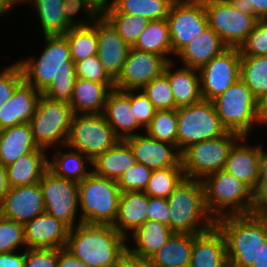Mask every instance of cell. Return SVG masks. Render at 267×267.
<instances>
[{"instance_id":"1","label":"cell","mask_w":267,"mask_h":267,"mask_svg":"<svg viewBox=\"0 0 267 267\" xmlns=\"http://www.w3.org/2000/svg\"><path fill=\"white\" fill-rule=\"evenodd\" d=\"M43 53L35 58L18 61L24 81L53 101L70 103L76 80L75 63L64 35L44 36Z\"/></svg>"},{"instance_id":"2","label":"cell","mask_w":267,"mask_h":267,"mask_svg":"<svg viewBox=\"0 0 267 267\" xmlns=\"http://www.w3.org/2000/svg\"><path fill=\"white\" fill-rule=\"evenodd\" d=\"M126 239L109 224L77 223L65 248L89 267H113L127 251Z\"/></svg>"},{"instance_id":"3","label":"cell","mask_w":267,"mask_h":267,"mask_svg":"<svg viewBox=\"0 0 267 267\" xmlns=\"http://www.w3.org/2000/svg\"><path fill=\"white\" fill-rule=\"evenodd\" d=\"M227 245L229 267H249L267 240V212L229 215L216 220Z\"/></svg>"},{"instance_id":"4","label":"cell","mask_w":267,"mask_h":267,"mask_svg":"<svg viewBox=\"0 0 267 267\" xmlns=\"http://www.w3.org/2000/svg\"><path fill=\"white\" fill-rule=\"evenodd\" d=\"M204 178L205 204L215 221L224 216L257 212V194L232 174L222 169Z\"/></svg>"},{"instance_id":"5","label":"cell","mask_w":267,"mask_h":267,"mask_svg":"<svg viewBox=\"0 0 267 267\" xmlns=\"http://www.w3.org/2000/svg\"><path fill=\"white\" fill-rule=\"evenodd\" d=\"M167 202L170 210L169 228L174 233H201L216 223L205 204L202 180L184 178ZM199 221H202V225H199Z\"/></svg>"},{"instance_id":"6","label":"cell","mask_w":267,"mask_h":267,"mask_svg":"<svg viewBox=\"0 0 267 267\" xmlns=\"http://www.w3.org/2000/svg\"><path fill=\"white\" fill-rule=\"evenodd\" d=\"M79 223L113 225L117 215L121 190L116 180L101 177L93 171L80 183Z\"/></svg>"},{"instance_id":"7","label":"cell","mask_w":267,"mask_h":267,"mask_svg":"<svg viewBox=\"0 0 267 267\" xmlns=\"http://www.w3.org/2000/svg\"><path fill=\"white\" fill-rule=\"evenodd\" d=\"M224 128L246 137L258 120V99L250 88L239 79L212 100Z\"/></svg>"},{"instance_id":"8","label":"cell","mask_w":267,"mask_h":267,"mask_svg":"<svg viewBox=\"0 0 267 267\" xmlns=\"http://www.w3.org/2000/svg\"><path fill=\"white\" fill-rule=\"evenodd\" d=\"M177 151L182 153L192 144L224 135L227 130L210 100L202 99L177 108Z\"/></svg>"},{"instance_id":"9","label":"cell","mask_w":267,"mask_h":267,"mask_svg":"<svg viewBox=\"0 0 267 267\" xmlns=\"http://www.w3.org/2000/svg\"><path fill=\"white\" fill-rule=\"evenodd\" d=\"M244 140L246 137L227 131L220 137L192 144L181 153L185 178L202 180V177L222 170L230 149Z\"/></svg>"},{"instance_id":"10","label":"cell","mask_w":267,"mask_h":267,"mask_svg":"<svg viewBox=\"0 0 267 267\" xmlns=\"http://www.w3.org/2000/svg\"><path fill=\"white\" fill-rule=\"evenodd\" d=\"M73 115L69 103L53 101L41 95L29 122L35 144L42 149L57 143L65 146Z\"/></svg>"},{"instance_id":"11","label":"cell","mask_w":267,"mask_h":267,"mask_svg":"<svg viewBox=\"0 0 267 267\" xmlns=\"http://www.w3.org/2000/svg\"><path fill=\"white\" fill-rule=\"evenodd\" d=\"M118 141L103 114H74L66 146L94 160Z\"/></svg>"},{"instance_id":"12","label":"cell","mask_w":267,"mask_h":267,"mask_svg":"<svg viewBox=\"0 0 267 267\" xmlns=\"http://www.w3.org/2000/svg\"><path fill=\"white\" fill-rule=\"evenodd\" d=\"M44 200L45 213L74 228L79 207L78 183L55 175L47 169L39 182Z\"/></svg>"},{"instance_id":"13","label":"cell","mask_w":267,"mask_h":267,"mask_svg":"<svg viewBox=\"0 0 267 267\" xmlns=\"http://www.w3.org/2000/svg\"><path fill=\"white\" fill-rule=\"evenodd\" d=\"M208 25L228 47H237L245 41L259 21L254 15L235 9L229 0L205 5Z\"/></svg>"},{"instance_id":"14","label":"cell","mask_w":267,"mask_h":267,"mask_svg":"<svg viewBox=\"0 0 267 267\" xmlns=\"http://www.w3.org/2000/svg\"><path fill=\"white\" fill-rule=\"evenodd\" d=\"M241 53L228 47L198 71L203 99L212 101L240 79Z\"/></svg>"},{"instance_id":"15","label":"cell","mask_w":267,"mask_h":267,"mask_svg":"<svg viewBox=\"0 0 267 267\" xmlns=\"http://www.w3.org/2000/svg\"><path fill=\"white\" fill-rule=\"evenodd\" d=\"M167 21L172 53L176 55L208 26L205 6L184 0H175L172 3Z\"/></svg>"},{"instance_id":"16","label":"cell","mask_w":267,"mask_h":267,"mask_svg":"<svg viewBox=\"0 0 267 267\" xmlns=\"http://www.w3.org/2000/svg\"><path fill=\"white\" fill-rule=\"evenodd\" d=\"M168 62L162 55L139 51L131 47L121 74L114 81V88L123 91L142 90L154 78L164 73Z\"/></svg>"},{"instance_id":"17","label":"cell","mask_w":267,"mask_h":267,"mask_svg":"<svg viewBox=\"0 0 267 267\" xmlns=\"http://www.w3.org/2000/svg\"><path fill=\"white\" fill-rule=\"evenodd\" d=\"M45 212L43 193L39 183L9 188L0 205V215L25 224Z\"/></svg>"},{"instance_id":"18","label":"cell","mask_w":267,"mask_h":267,"mask_svg":"<svg viewBox=\"0 0 267 267\" xmlns=\"http://www.w3.org/2000/svg\"><path fill=\"white\" fill-rule=\"evenodd\" d=\"M124 141L130 146L136 162L151 170L182 167L181 153L176 152L177 147L170 143L158 141L148 134L145 136L135 133Z\"/></svg>"},{"instance_id":"19","label":"cell","mask_w":267,"mask_h":267,"mask_svg":"<svg viewBox=\"0 0 267 267\" xmlns=\"http://www.w3.org/2000/svg\"><path fill=\"white\" fill-rule=\"evenodd\" d=\"M96 31L98 37L97 55L107 74L115 81L121 74L131 47L103 15L96 18Z\"/></svg>"},{"instance_id":"20","label":"cell","mask_w":267,"mask_h":267,"mask_svg":"<svg viewBox=\"0 0 267 267\" xmlns=\"http://www.w3.org/2000/svg\"><path fill=\"white\" fill-rule=\"evenodd\" d=\"M69 227L47 213L24 224L26 248H65Z\"/></svg>"},{"instance_id":"21","label":"cell","mask_w":267,"mask_h":267,"mask_svg":"<svg viewBox=\"0 0 267 267\" xmlns=\"http://www.w3.org/2000/svg\"><path fill=\"white\" fill-rule=\"evenodd\" d=\"M189 267H229L226 240L216 224L194 234Z\"/></svg>"},{"instance_id":"22","label":"cell","mask_w":267,"mask_h":267,"mask_svg":"<svg viewBox=\"0 0 267 267\" xmlns=\"http://www.w3.org/2000/svg\"><path fill=\"white\" fill-rule=\"evenodd\" d=\"M237 142L230 149L223 170L259 193L260 163L264 156L262 145L251 147Z\"/></svg>"},{"instance_id":"23","label":"cell","mask_w":267,"mask_h":267,"mask_svg":"<svg viewBox=\"0 0 267 267\" xmlns=\"http://www.w3.org/2000/svg\"><path fill=\"white\" fill-rule=\"evenodd\" d=\"M42 93L25 81L0 109V131L23 123H29L36 112Z\"/></svg>"},{"instance_id":"24","label":"cell","mask_w":267,"mask_h":267,"mask_svg":"<svg viewBox=\"0 0 267 267\" xmlns=\"http://www.w3.org/2000/svg\"><path fill=\"white\" fill-rule=\"evenodd\" d=\"M102 114L120 140L133 136L135 130L140 128L130 107V90L113 88L107 96Z\"/></svg>"},{"instance_id":"25","label":"cell","mask_w":267,"mask_h":267,"mask_svg":"<svg viewBox=\"0 0 267 267\" xmlns=\"http://www.w3.org/2000/svg\"><path fill=\"white\" fill-rule=\"evenodd\" d=\"M227 48L221 37L208 25L176 56L180 57L185 66L199 70Z\"/></svg>"},{"instance_id":"26","label":"cell","mask_w":267,"mask_h":267,"mask_svg":"<svg viewBox=\"0 0 267 267\" xmlns=\"http://www.w3.org/2000/svg\"><path fill=\"white\" fill-rule=\"evenodd\" d=\"M149 196L144 191L121 192L118 215L112 225L124 237L132 233L147 221Z\"/></svg>"},{"instance_id":"27","label":"cell","mask_w":267,"mask_h":267,"mask_svg":"<svg viewBox=\"0 0 267 267\" xmlns=\"http://www.w3.org/2000/svg\"><path fill=\"white\" fill-rule=\"evenodd\" d=\"M113 88L114 85L76 77L69 105L74 114H102L107 96Z\"/></svg>"},{"instance_id":"28","label":"cell","mask_w":267,"mask_h":267,"mask_svg":"<svg viewBox=\"0 0 267 267\" xmlns=\"http://www.w3.org/2000/svg\"><path fill=\"white\" fill-rule=\"evenodd\" d=\"M46 150L38 148L34 152L22 155L16 162L6 166L7 181L10 188L32 185L40 182L48 169Z\"/></svg>"},{"instance_id":"29","label":"cell","mask_w":267,"mask_h":267,"mask_svg":"<svg viewBox=\"0 0 267 267\" xmlns=\"http://www.w3.org/2000/svg\"><path fill=\"white\" fill-rule=\"evenodd\" d=\"M173 61H169L164 74L168 77L176 106H188L203 99L198 69L184 66L172 72ZM198 72V73H196Z\"/></svg>"},{"instance_id":"30","label":"cell","mask_w":267,"mask_h":267,"mask_svg":"<svg viewBox=\"0 0 267 267\" xmlns=\"http://www.w3.org/2000/svg\"><path fill=\"white\" fill-rule=\"evenodd\" d=\"M39 147L32 137L29 123L19 124L0 131V162L5 166L16 162L22 155Z\"/></svg>"},{"instance_id":"31","label":"cell","mask_w":267,"mask_h":267,"mask_svg":"<svg viewBox=\"0 0 267 267\" xmlns=\"http://www.w3.org/2000/svg\"><path fill=\"white\" fill-rule=\"evenodd\" d=\"M136 163L130 146L124 140L118 141L92 160L93 172L96 175L116 181Z\"/></svg>"},{"instance_id":"32","label":"cell","mask_w":267,"mask_h":267,"mask_svg":"<svg viewBox=\"0 0 267 267\" xmlns=\"http://www.w3.org/2000/svg\"><path fill=\"white\" fill-rule=\"evenodd\" d=\"M194 234L173 233L149 259L156 267H189Z\"/></svg>"},{"instance_id":"33","label":"cell","mask_w":267,"mask_h":267,"mask_svg":"<svg viewBox=\"0 0 267 267\" xmlns=\"http://www.w3.org/2000/svg\"><path fill=\"white\" fill-rule=\"evenodd\" d=\"M174 232L166 224L147 220L132 234L137 247H127V251L139 258H150L163 247Z\"/></svg>"},{"instance_id":"34","label":"cell","mask_w":267,"mask_h":267,"mask_svg":"<svg viewBox=\"0 0 267 267\" xmlns=\"http://www.w3.org/2000/svg\"><path fill=\"white\" fill-rule=\"evenodd\" d=\"M133 48L162 55L168 61H171L168 58V54H172V43L167 19L150 21L145 30L139 35Z\"/></svg>"},{"instance_id":"35","label":"cell","mask_w":267,"mask_h":267,"mask_svg":"<svg viewBox=\"0 0 267 267\" xmlns=\"http://www.w3.org/2000/svg\"><path fill=\"white\" fill-rule=\"evenodd\" d=\"M22 1L32 3L37 9L44 36L65 35L73 27L64 14V0H20Z\"/></svg>"},{"instance_id":"36","label":"cell","mask_w":267,"mask_h":267,"mask_svg":"<svg viewBox=\"0 0 267 267\" xmlns=\"http://www.w3.org/2000/svg\"><path fill=\"white\" fill-rule=\"evenodd\" d=\"M175 0H112L104 13L139 15L152 20L167 19Z\"/></svg>"},{"instance_id":"37","label":"cell","mask_w":267,"mask_h":267,"mask_svg":"<svg viewBox=\"0 0 267 267\" xmlns=\"http://www.w3.org/2000/svg\"><path fill=\"white\" fill-rule=\"evenodd\" d=\"M52 159V161L48 160V169L55 175L67 180L80 183L92 172L90 170L87 172L85 166L86 160L90 164H92V160L78 150H70L68 153H64L58 149Z\"/></svg>"},{"instance_id":"38","label":"cell","mask_w":267,"mask_h":267,"mask_svg":"<svg viewBox=\"0 0 267 267\" xmlns=\"http://www.w3.org/2000/svg\"><path fill=\"white\" fill-rule=\"evenodd\" d=\"M74 63L97 55L96 19L88 26H74L65 35Z\"/></svg>"},{"instance_id":"39","label":"cell","mask_w":267,"mask_h":267,"mask_svg":"<svg viewBox=\"0 0 267 267\" xmlns=\"http://www.w3.org/2000/svg\"><path fill=\"white\" fill-rule=\"evenodd\" d=\"M240 79L260 99L267 93V56H241Z\"/></svg>"},{"instance_id":"40","label":"cell","mask_w":267,"mask_h":267,"mask_svg":"<svg viewBox=\"0 0 267 267\" xmlns=\"http://www.w3.org/2000/svg\"><path fill=\"white\" fill-rule=\"evenodd\" d=\"M185 178L182 167H168L153 170L145 189L149 197L167 199Z\"/></svg>"},{"instance_id":"41","label":"cell","mask_w":267,"mask_h":267,"mask_svg":"<svg viewBox=\"0 0 267 267\" xmlns=\"http://www.w3.org/2000/svg\"><path fill=\"white\" fill-rule=\"evenodd\" d=\"M102 15L113 25L118 34L130 47L135 45L139 35L150 22V20L139 15L123 13H103Z\"/></svg>"},{"instance_id":"42","label":"cell","mask_w":267,"mask_h":267,"mask_svg":"<svg viewBox=\"0 0 267 267\" xmlns=\"http://www.w3.org/2000/svg\"><path fill=\"white\" fill-rule=\"evenodd\" d=\"M177 128V109H169L157 110L146 130L150 137L177 147Z\"/></svg>"},{"instance_id":"43","label":"cell","mask_w":267,"mask_h":267,"mask_svg":"<svg viewBox=\"0 0 267 267\" xmlns=\"http://www.w3.org/2000/svg\"><path fill=\"white\" fill-rule=\"evenodd\" d=\"M156 110L177 109L168 77L163 73L142 88Z\"/></svg>"},{"instance_id":"44","label":"cell","mask_w":267,"mask_h":267,"mask_svg":"<svg viewBox=\"0 0 267 267\" xmlns=\"http://www.w3.org/2000/svg\"><path fill=\"white\" fill-rule=\"evenodd\" d=\"M18 246L27 249L24 224L0 215V253L15 251Z\"/></svg>"},{"instance_id":"45","label":"cell","mask_w":267,"mask_h":267,"mask_svg":"<svg viewBox=\"0 0 267 267\" xmlns=\"http://www.w3.org/2000/svg\"><path fill=\"white\" fill-rule=\"evenodd\" d=\"M241 56H267V20H259L239 47Z\"/></svg>"},{"instance_id":"46","label":"cell","mask_w":267,"mask_h":267,"mask_svg":"<svg viewBox=\"0 0 267 267\" xmlns=\"http://www.w3.org/2000/svg\"><path fill=\"white\" fill-rule=\"evenodd\" d=\"M75 71L76 77L105 85H114V80L105 71L98 55L76 62Z\"/></svg>"},{"instance_id":"47","label":"cell","mask_w":267,"mask_h":267,"mask_svg":"<svg viewBox=\"0 0 267 267\" xmlns=\"http://www.w3.org/2000/svg\"><path fill=\"white\" fill-rule=\"evenodd\" d=\"M153 170L145 165L136 163L118 179L117 183L121 192L145 191Z\"/></svg>"},{"instance_id":"48","label":"cell","mask_w":267,"mask_h":267,"mask_svg":"<svg viewBox=\"0 0 267 267\" xmlns=\"http://www.w3.org/2000/svg\"><path fill=\"white\" fill-rule=\"evenodd\" d=\"M23 82V71L20 64L17 62L0 72V109Z\"/></svg>"},{"instance_id":"49","label":"cell","mask_w":267,"mask_h":267,"mask_svg":"<svg viewBox=\"0 0 267 267\" xmlns=\"http://www.w3.org/2000/svg\"><path fill=\"white\" fill-rule=\"evenodd\" d=\"M133 92L135 91L130 90V107L138 124L147 128L157 110L143 91L139 94H134Z\"/></svg>"},{"instance_id":"50","label":"cell","mask_w":267,"mask_h":267,"mask_svg":"<svg viewBox=\"0 0 267 267\" xmlns=\"http://www.w3.org/2000/svg\"><path fill=\"white\" fill-rule=\"evenodd\" d=\"M58 249L27 248L24 249V267H57Z\"/></svg>"},{"instance_id":"51","label":"cell","mask_w":267,"mask_h":267,"mask_svg":"<svg viewBox=\"0 0 267 267\" xmlns=\"http://www.w3.org/2000/svg\"><path fill=\"white\" fill-rule=\"evenodd\" d=\"M84 9L85 13L89 15L91 18L90 21H94L99 14L85 1V0H64L63 3V10L64 14L68 20V22L74 27V26H88L91 25L89 21H84V22H74L73 17L74 15Z\"/></svg>"},{"instance_id":"52","label":"cell","mask_w":267,"mask_h":267,"mask_svg":"<svg viewBox=\"0 0 267 267\" xmlns=\"http://www.w3.org/2000/svg\"><path fill=\"white\" fill-rule=\"evenodd\" d=\"M147 220L158 221L169 226L170 210L167 199L149 197Z\"/></svg>"},{"instance_id":"53","label":"cell","mask_w":267,"mask_h":267,"mask_svg":"<svg viewBox=\"0 0 267 267\" xmlns=\"http://www.w3.org/2000/svg\"><path fill=\"white\" fill-rule=\"evenodd\" d=\"M235 9L254 15L259 20H267V0H229Z\"/></svg>"},{"instance_id":"54","label":"cell","mask_w":267,"mask_h":267,"mask_svg":"<svg viewBox=\"0 0 267 267\" xmlns=\"http://www.w3.org/2000/svg\"><path fill=\"white\" fill-rule=\"evenodd\" d=\"M257 212H267V153L265 152L260 163Z\"/></svg>"},{"instance_id":"55","label":"cell","mask_w":267,"mask_h":267,"mask_svg":"<svg viewBox=\"0 0 267 267\" xmlns=\"http://www.w3.org/2000/svg\"><path fill=\"white\" fill-rule=\"evenodd\" d=\"M57 267H89L66 248L58 249Z\"/></svg>"},{"instance_id":"56","label":"cell","mask_w":267,"mask_h":267,"mask_svg":"<svg viewBox=\"0 0 267 267\" xmlns=\"http://www.w3.org/2000/svg\"><path fill=\"white\" fill-rule=\"evenodd\" d=\"M0 267H24V251L20 255L14 251L0 253Z\"/></svg>"},{"instance_id":"57","label":"cell","mask_w":267,"mask_h":267,"mask_svg":"<svg viewBox=\"0 0 267 267\" xmlns=\"http://www.w3.org/2000/svg\"><path fill=\"white\" fill-rule=\"evenodd\" d=\"M7 181L6 166L0 162V205L4 201V198L9 190Z\"/></svg>"},{"instance_id":"58","label":"cell","mask_w":267,"mask_h":267,"mask_svg":"<svg viewBox=\"0 0 267 267\" xmlns=\"http://www.w3.org/2000/svg\"><path fill=\"white\" fill-rule=\"evenodd\" d=\"M258 120L259 123H267V93L258 99Z\"/></svg>"},{"instance_id":"59","label":"cell","mask_w":267,"mask_h":267,"mask_svg":"<svg viewBox=\"0 0 267 267\" xmlns=\"http://www.w3.org/2000/svg\"><path fill=\"white\" fill-rule=\"evenodd\" d=\"M249 267H267V240L261 245L257 259Z\"/></svg>"},{"instance_id":"60","label":"cell","mask_w":267,"mask_h":267,"mask_svg":"<svg viewBox=\"0 0 267 267\" xmlns=\"http://www.w3.org/2000/svg\"><path fill=\"white\" fill-rule=\"evenodd\" d=\"M99 15H102L110 6L109 0H85ZM108 3V4H107Z\"/></svg>"},{"instance_id":"61","label":"cell","mask_w":267,"mask_h":267,"mask_svg":"<svg viewBox=\"0 0 267 267\" xmlns=\"http://www.w3.org/2000/svg\"><path fill=\"white\" fill-rule=\"evenodd\" d=\"M113 267H135V256L126 251Z\"/></svg>"},{"instance_id":"62","label":"cell","mask_w":267,"mask_h":267,"mask_svg":"<svg viewBox=\"0 0 267 267\" xmlns=\"http://www.w3.org/2000/svg\"><path fill=\"white\" fill-rule=\"evenodd\" d=\"M17 3H21L20 0H0V15H4L7 11L13 7V5H17Z\"/></svg>"},{"instance_id":"63","label":"cell","mask_w":267,"mask_h":267,"mask_svg":"<svg viewBox=\"0 0 267 267\" xmlns=\"http://www.w3.org/2000/svg\"><path fill=\"white\" fill-rule=\"evenodd\" d=\"M135 267H156L149 258H139L135 256Z\"/></svg>"},{"instance_id":"64","label":"cell","mask_w":267,"mask_h":267,"mask_svg":"<svg viewBox=\"0 0 267 267\" xmlns=\"http://www.w3.org/2000/svg\"><path fill=\"white\" fill-rule=\"evenodd\" d=\"M188 3H192V4H198V5H207V4H210V3H213L215 1H219V0H184Z\"/></svg>"}]
</instances>
